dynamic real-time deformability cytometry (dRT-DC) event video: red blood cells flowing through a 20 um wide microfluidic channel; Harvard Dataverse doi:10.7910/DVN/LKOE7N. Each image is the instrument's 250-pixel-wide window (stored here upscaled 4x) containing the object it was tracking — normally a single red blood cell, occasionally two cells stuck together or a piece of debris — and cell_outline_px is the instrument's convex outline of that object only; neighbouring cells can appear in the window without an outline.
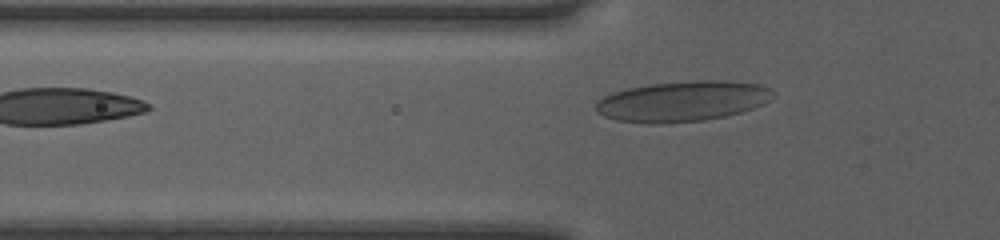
{"species": "human", "species_latin": "Homo sapiens", "temperature_condition": "room temperature", "stored_images_in_passage": 30, "camera_frame_rate_fps": 3000, "um_per_image_px": 0.085, "donor": {"sex": "female"}, "frame": {"image": 1, "passage_image": 2, "time_ms": 0.333, "image_size_px": [1000, 240], "cell_outline_px": [[776, 92], [772, 100], [764, 104], [740, 112], [724, 116], [704, 120], [660, 124], [652, 124], [616, 120], [604, 116], [596, 112], [596, 100], [612, 92], [628, 88], [648, 84], [692, 80], [724, 80], [760, 84], [772, 88]], "centroid_in_image_um": [58.04, 8.59], "position_along_channel_um": 67.8, "area_um2": 42.25}}
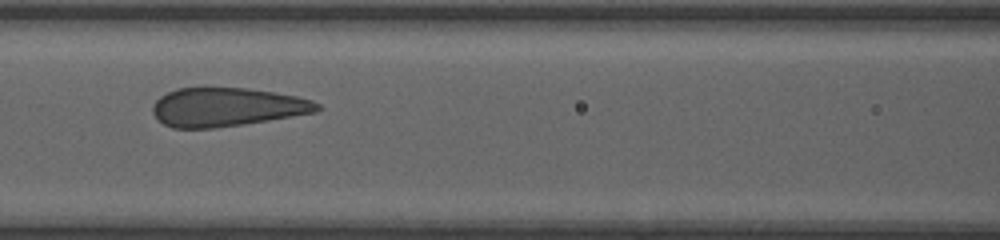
{"frame": {"image": 2, "passage_image": 8, "time_ms": 2.333, "image_size_px": [1000, 240], "cell_outline_px": [[320, 108], [316, 112], [244, 124], [216, 128], [172, 128], [164, 124], [152, 112], [152, 104], [160, 96], [176, 88], [204, 84], [248, 88], [296, 96], [312, 100], [320, 104]], "centroid_in_image_um": [19.22, 9.06], "position_along_channel_um": 147.4, "area_um2": 37.97}}
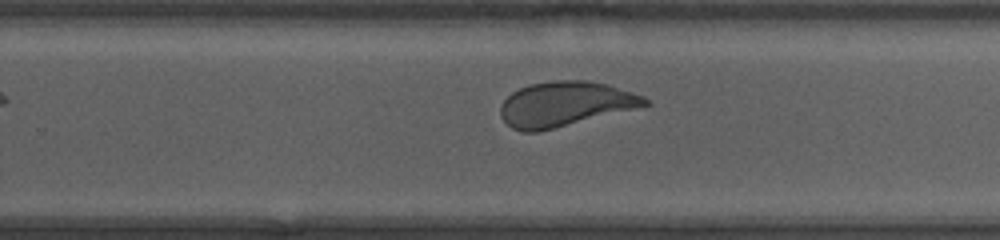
{"frame": {"image": 3, "passage_image": 18, "time_ms": 5.667, "image_size_px": [1000, 240], "cell_outline_px": [[652, 104], [536, 132], [520, 132], [512, 128], [500, 116], [500, 104], [512, 92], [520, 88], [532, 84], [556, 80], [584, 80], [604, 84], [632, 92], [644, 96]], "centroid_in_image_um": [47.99, 8.84], "position_along_channel_um": 281.8, "area_um2": 37.11}}